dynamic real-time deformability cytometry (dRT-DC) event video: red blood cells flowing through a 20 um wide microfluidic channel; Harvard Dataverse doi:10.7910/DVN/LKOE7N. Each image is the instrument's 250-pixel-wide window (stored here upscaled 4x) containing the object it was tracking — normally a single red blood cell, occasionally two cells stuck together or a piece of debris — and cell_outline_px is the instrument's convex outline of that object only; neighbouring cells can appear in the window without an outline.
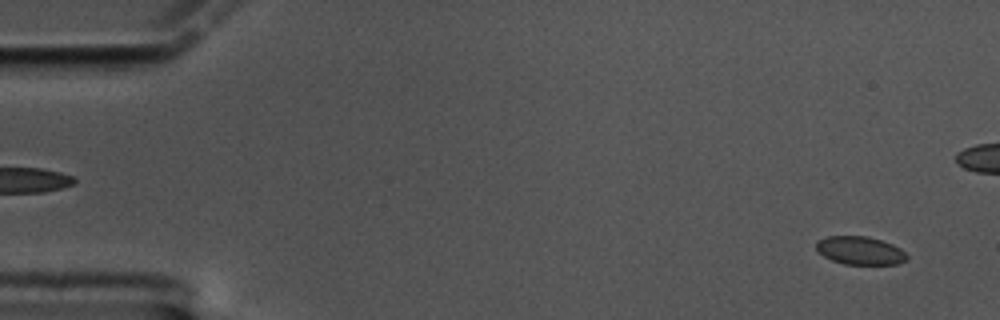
{"species": "common noctule bat (a hibernating species)", "species_latin": "Nyctalus noctula", "temperature_condition": "cold", "stored_images_in_passage": 60, "camera_frame_rate_fps": 3000, "um_per_image_px": 0.085, "animal": {"sex": "male", "body_mass_g": 17.5, "forearm_length_mm": 52.3}, "frame": {"image": 1, "passage_image": 3, "time_ms": 0.667, "image_size_px": [1000, 320], "cell_outline_px": [[908, 260], [896, 264], [844, 264], [832, 260], [824, 256], [816, 248], [816, 240], [828, 236], [868, 236], [892, 244], [900, 248], [908, 256]], "centroid_in_image_um": [73.11, 21.29], "position_along_channel_um": 11.9, "area_um2": 14.85}}
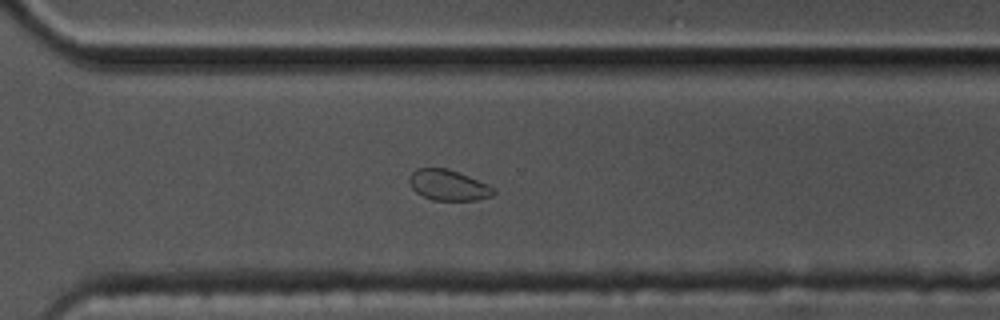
{"frame": {"image": 2, "passage_image": 42, "time_ms": 13.667, "image_size_px": [1000, 320], "cell_outline_px": [[496, 192], [492, 196], [476, 200], [432, 200], [416, 192], [412, 188], [408, 180], [408, 176], [416, 168], [448, 168], [488, 184], [496, 188]], "centroid_in_image_um": [38.11, 15.73], "position_along_channel_um": 332.5, "area_um2": 15.14}}
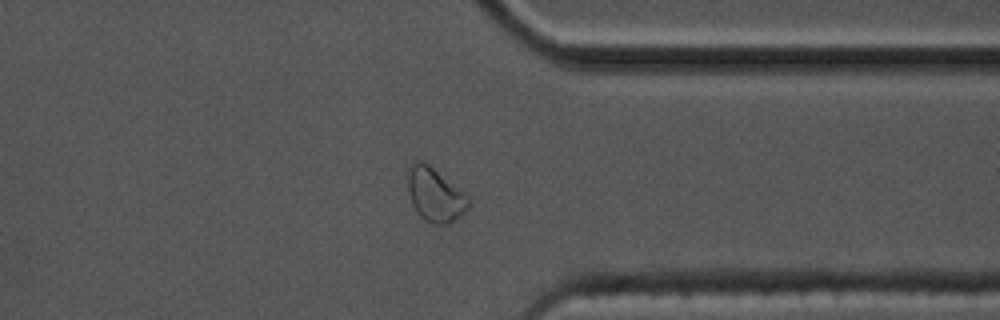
{"frame": {"image": 3, "passage_image": 46, "time_ms": 15.0, "image_size_px": [1000, 320], "cell_outline_px": [[472, 204], [460, 216], [448, 224], [432, 224], [424, 220], [416, 212], [412, 204], [408, 192], [408, 168], [412, 160], [424, 160], [468, 192]], "centroid_in_image_um": [37.02, 16.51], "position_along_channel_um": 374.4, "area_um2": 19.94}, "authors_computed_cell_mechanics": {"area_um2": 15.3748, "velocity_mm_per_s": 3.3883, "shape_relaxation_time_tau1_ms": null, "shape_relaxation_time_tau2_ms": 4.7586, "deformation_change_tau1": null, "deformation_change_tau2": 0.0479}}